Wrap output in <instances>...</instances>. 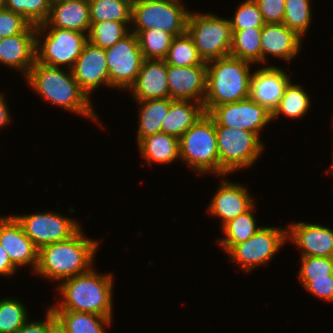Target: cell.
<instances>
[{
	"instance_id": "obj_23",
	"label": "cell",
	"mask_w": 333,
	"mask_h": 333,
	"mask_svg": "<svg viewBox=\"0 0 333 333\" xmlns=\"http://www.w3.org/2000/svg\"><path fill=\"white\" fill-rule=\"evenodd\" d=\"M46 22L53 28L88 34L91 25L88 0H51Z\"/></svg>"
},
{
	"instance_id": "obj_18",
	"label": "cell",
	"mask_w": 333,
	"mask_h": 333,
	"mask_svg": "<svg viewBox=\"0 0 333 333\" xmlns=\"http://www.w3.org/2000/svg\"><path fill=\"white\" fill-rule=\"evenodd\" d=\"M291 81L287 73L277 66H266L252 72L249 97L273 113Z\"/></svg>"
},
{
	"instance_id": "obj_24",
	"label": "cell",
	"mask_w": 333,
	"mask_h": 333,
	"mask_svg": "<svg viewBox=\"0 0 333 333\" xmlns=\"http://www.w3.org/2000/svg\"><path fill=\"white\" fill-rule=\"evenodd\" d=\"M204 114L202 103L191 100H172L168 113L162 121V132L180 138Z\"/></svg>"
},
{
	"instance_id": "obj_41",
	"label": "cell",
	"mask_w": 333,
	"mask_h": 333,
	"mask_svg": "<svg viewBox=\"0 0 333 333\" xmlns=\"http://www.w3.org/2000/svg\"><path fill=\"white\" fill-rule=\"evenodd\" d=\"M265 23H283L285 0H254Z\"/></svg>"
},
{
	"instance_id": "obj_2",
	"label": "cell",
	"mask_w": 333,
	"mask_h": 333,
	"mask_svg": "<svg viewBox=\"0 0 333 333\" xmlns=\"http://www.w3.org/2000/svg\"><path fill=\"white\" fill-rule=\"evenodd\" d=\"M52 67L35 61L26 78V82L45 101L65 108L71 112L91 118L100 127V121L95 115L89 96L81 89L74 79L71 69ZM67 72V73H66Z\"/></svg>"
},
{
	"instance_id": "obj_47",
	"label": "cell",
	"mask_w": 333,
	"mask_h": 333,
	"mask_svg": "<svg viewBox=\"0 0 333 333\" xmlns=\"http://www.w3.org/2000/svg\"><path fill=\"white\" fill-rule=\"evenodd\" d=\"M52 333H63V331L59 327H56Z\"/></svg>"
},
{
	"instance_id": "obj_10",
	"label": "cell",
	"mask_w": 333,
	"mask_h": 333,
	"mask_svg": "<svg viewBox=\"0 0 333 333\" xmlns=\"http://www.w3.org/2000/svg\"><path fill=\"white\" fill-rule=\"evenodd\" d=\"M287 241V230L278 227H262L247 241L234 245L227 253L232 261L249 273L253 268L268 261Z\"/></svg>"
},
{
	"instance_id": "obj_14",
	"label": "cell",
	"mask_w": 333,
	"mask_h": 333,
	"mask_svg": "<svg viewBox=\"0 0 333 333\" xmlns=\"http://www.w3.org/2000/svg\"><path fill=\"white\" fill-rule=\"evenodd\" d=\"M74 79L90 97L92 91L102 84L110 87L109 71L106 62V50L87 42L71 69Z\"/></svg>"
},
{
	"instance_id": "obj_31",
	"label": "cell",
	"mask_w": 333,
	"mask_h": 333,
	"mask_svg": "<svg viewBox=\"0 0 333 333\" xmlns=\"http://www.w3.org/2000/svg\"><path fill=\"white\" fill-rule=\"evenodd\" d=\"M310 105V96H308L307 92L301 85L293 84L290 81L285 87L279 105L272 113V121H274L273 119L279 118L280 114L286 115L288 118L299 119L306 115Z\"/></svg>"
},
{
	"instance_id": "obj_12",
	"label": "cell",
	"mask_w": 333,
	"mask_h": 333,
	"mask_svg": "<svg viewBox=\"0 0 333 333\" xmlns=\"http://www.w3.org/2000/svg\"><path fill=\"white\" fill-rule=\"evenodd\" d=\"M105 50L110 87L129 89L135 82L144 61L137 35L130 32Z\"/></svg>"
},
{
	"instance_id": "obj_33",
	"label": "cell",
	"mask_w": 333,
	"mask_h": 333,
	"mask_svg": "<svg viewBox=\"0 0 333 333\" xmlns=\"http://www.w3.org/2000/svg\"><path fill=\"white\" fill-rule=\"evenodd\" d=\"M127 24L130 26L131 23L114 21L91 23L87 34L88 42L102 49L112 47L131 32Z\"/></svg>"
},
{
	"instance_id": "obj_11",
	"label": "cell",
	"mask_w": 333,
	"mask_h": 333,
	"mask_svg": "<svg viewBox=\"0 0 333 333\" xmlns=\"http://www.w3.org/2000/svg\"><path fill=\"white\" fill-rule=\"evenodd\" d=\"M13 217L38 249L47 244L67 240L81 229L75 219L52 211L21 216L16 214Z\"/></svg>"
},
{
	"instance_id": "obj_42",
	"label": "cell",
	"mask_w": 333,
	"mask_h": 333,
	"mask_svg": "<svg viewBox=\"0 0 333 333\" xmlns=\"http://www.w3.org/2000/svg\"><path fill=\"white\" fill-rule=\"evenodd\" d=\"M44 321H26L16 333H52L57 327V319L54 311L49 308L46 311Z\"/></svg>"
},
{
	"instance_id": "obj_32",
	"label": "cell",
	"mask_w": 333,
	"mask_h": 333,
	"mask_svg": "<svg viewBox=\"0 0 333 333\" xmlns=\"http://www.w3.org/2000/svg\"><path fill=\"white\" fill-rule=\"evenodd\" d=\"M164 60L167 65L174 66L188 67L206 65V62L200 57L197 48L187 31L173 38Z\"/></svg>"
},
{
	"instance_id": "obj_25",
	"label": "cell",
	"mask_w": 333,
	"mask_h": 333,
	"mask_svg": "<svg viewBox=\"0 0 333 333\" xmlns=\"http://www.w3.org/2000/svg\"><path fill=\"white\" fill-rule=\"evenodd\" d=\"M137 144L149 164H171L180 158L179 138L164 132L142 138Z\"/></svg>"
},
{
	"instance_id": "obj_1",
	"label": "cell",
	"mask_w": 333,
	"mask_h": 333,
	"mask_svg": "<svg viewBox=\"0 0 333 333\" xmlns=\"http://www.w3.org/2000/svg\"><path fill=\"white\" fill-rule=\"evenodd\" d=\"M82 231L81 228L67 240L39 248L34 272L51 281L62 282L89 271L93 267L99 241L86 238Z\"/></svg>"
},
{
	"instance_id": "obj_36",
	"label": "cell",
	"mask_w": 333,
	"mask_h": 333,
	"mask_svg": "<svg viewBox=\"0 0 333 333\" xmlns=\"http://www.w3.org/2000/svg\"><path fill=\"white\" fill-rule=\"evenodd\" d=\"M309 0H285L283 24L295 31L301 38L311 24Z\"/></svg>"
},
{
	"instance_id": "obj_22",
	"label": "cell",
	"mask_w": 333,
	"mask_h": 333,
	"mask_svg": "<svg viewBox=\"0 0 333 333\" xmlns=\"http://www.w3.org/2000/svg\"><path fill=\"white\" fill-rule=\"evenodd\" d=\"M302 41L295 31L283 23H265L261 33V64L266 63L267 55L290 63V60L298 55Z\"/></svg>"
},
{
	"instance_id": "obj_40",
	"label": "cell",
	"mask_w": 333,
	"mask_h": 333,
	"mask_svg": "<svg viewBox=\"0 0 333 333\" xmlns=\"http://www.w3.org/2000/svg\"><path fill=\"white\" fill-rule=\"evenodd\" d=\"M31 24L21 15L3 9L0 11V37L6 38L23 33Z\"/></svg>"
},
{
	"instance_id": "obj_29",
	"label": "cell",
	"mask_w": 333,
	"mask_h": 333,
	"mask_svg": "<svg viewBox=\"0 0 333 333\" xmlns=\"http://www.w3.org/2000/svg\"><path fill=\"white\" fill-rule=\"evenodd\" d=\"M133 0H88L90 21L131 23Z\"/></svg>"
},
{
	"instance_id": "obj_45",
	"label": "cell",
	"mask_w": 333,
	"mask_h": 333,
	"mask_svg": "<svg viewBox=\"0 0 333 333\" xmlns=\"http://www.w3.org/2000/svg\"><path fill=\"white\" fill-rule=\"evenodd\" d=\"M7 103L5 101V97L0 94V127H5L7 124H10L11 117L10 112L8 111Z\"/></svg>"
},
{
	"instance_id": "obj_5",
	"label": "cell",
	"mask_w": 333,
	"mask_h": 333,
	"mask_svg": "<svg viewBox=\"0 0 333 333\" xmlns=\"http://www.w3.org/2000/svg\"><path fill=\"white\" fill-rule=\"evenodd\" d=\"M180 159L197 174L220 176V158L214 120L204 114L179 138Z\"/></svg>"
},
{
	"instance_id": "obj_6",
	"label": "cell",
	"mask_w": 333,
	"mask_h": 333,
	"mask_svg": "<svg viewBox=\"0 0 333 333\" xmlns=\"http://www.w3.org/2000/svg\"><path fill=\"white\" fill-rule=\"evenodd\" d=\"M42 35L45 37L41 42L39 36ZM87 42L85 33L53 28L44 22L36 29V62L52 67L65 65L72 69Z\"/></svg>"
},
{
	"instance_id": "obj_3",
	"label": "cell",
	"mask_w": 333,
	"mask_h": 333,
	"mask_svg": "<svg viewBox=\"0 0 333 333\" xmlns=\"http://www.w3.org/2000/svg\"><path fill=\"white\" fill-rule=\"evenodd\" d=\"M63 298L53 311H77L113 319V276L94 269L63 280L57 288Z\"/></svg>"
},
{
	"instance_id": "obj_39",
	"label": "cell",
	"mask_w": 333,
	"mask_h": 333,
	"mask_svg": "<svg viewBox=\"0 0 333 333\" xmlns=\"http://www.w3.org/2000/svg\"><path fill=\"white\" fill-rule=\"evenodd\" d=\"M301 268L298 280L305 287L314 279L328 278L333 274V258L326 257H300Z\"/></svg>"
},
{
	"instance_id": "obj_28",
	"label": "cell",
	"mask_w": 333,
	"mask_h": 333,
	"mask_svg": "<svg viewBox=\"0 0 333 333\" xmlns=\"http://www.w3.org/2000/svg\"><path fill=\"white\" fill-rule=\"evenodd\" d=\"M253 209L254 207L252 206L247 212L229 220L221 227L223 230L222 232L226 236L218 239V243L226 251V253L234 245L247 241L262 228V226L257 227Z\"/></svg>"
},
{
	"instance_id": "obj_38",
	"label": "cell",
	"mask_w": 333,
	"mask_h": 333,
	"mask_svg": "<svg viewBox=\"0 0 333 333\" xmlns=\"http://www.w3.org/2000/svg\"><path fill=\"white\" fill-rule=\"evenodd\" d=\"M229 22L232 31L262 28L265 24L260 9L254 0L242 2L236 9L235 16L230 18Z\"/></svg>"
},
{
	"instance_id": "obj_43",
	"label": "cell",
	"mask_w": 333,
	"mask_h": 333,
	"mask_svg": "<svg viewBox=\"0 0 333 333\" xmlns=\"http://www.w3.org/2000/svg\"><path fill=\"white\" fill-rule=\"evenodd\" d=\"M304 288L321 300L333 302V274L328 275V278L314 279Z\"/></svg>"
},
{
	"instance_id": "obj_4",
	"label": "cell",
	"mask_w": 333,
	"mask_h": 333,
	"mask_svg": "<svg viewBox=\"0 0 333 333\" xmlns=\"http://www.w3.org/2000/svg\"><path fill=\"white\" fill-rule=\"evenodd\" d=\"M251 64L230 55L206 63V94L203 103L206 114L215 106L249 98Z\"/></svg>"
},
{
	"instance_id": "obj_46",
	"label": "cell",
	"mask_w": 333,
	"mask_h": 333,
	"mask_svg": "<svg viewBox=\"0 0 333 333\" xmlns=\"http://www.w3.org/2000/svg\"><path fill=\"white\" fill-rule=\"evenodd\" d=\"M5 8V0H0V11Z\"/></svg>"
},
{
	"instance_id": "obj_20",
	"label": "cell",
	"mask_w": 333,
	"mask_h": 333,
	"mask_svg": "<svg viewBox=\"0 0 333 333\" xmlns=\"http://www.w3.org/2000/svg\"><path fill=\"white\" fill-rule=\"evenodd\" d=\"M36 29L30 25L23 33L2 38L0 63L22 70L25 77L36 61Z\"/></svg>"
},
{
	"instance_id": "obj_15",
	"label": "cell",
	"mask_w": 333,
	"mask_h": 333,
	"mask_svg": "<svg viewBox=\"0 0 333 333\" xmlns=\"http://www.w3.org/2000/svg\"><path fill=\"white\" fill-rule=\"evenodd\" d=\"M207 65H167L169 98L204 103L206 94Z\"/></svg>"
},
{
	"instance_id": "obj_19",
	"label": "cell",
	"mask_w": 333,
	"mask_h": 333,
	"mask_svg": "<svg viewBox=\"0 0 333 333\" xmlns=\"http://www.w3.org/2000/svg\"><path fill=\"white\" fill-rule=\"evenodd\" d=\"M238 184L222 181L208 206L211 216L221 218V227L247 212L255 204L246 187Z\"/></svg>"
},
{
	"instance_id": "obj_27",
	"label": "cell",
	"mask_w": 333,
	"mask_h": 333,
	"mask_svg": "<svg viewBox=\"0 0 333 333\" xmlns=\"http://www.w3.org/2000/svg\"><path fill=\"white\" fill-rule=\"evenodd\" d=\"M141 105L138 117L137 143L149 135L162 132V121L166 117L171 98L136 100Z\"/></svg>"
},
{
	"instance_id": "obj_8",
	"label": "cell",
	"mask_w": 333,
	"mask_h": 333,
	"mask_svg": "<svg viewBox=\"0 0 333 333\" xmlns=\"http://www.w3.org/2000/svg\"><path fill=\"white\" fill-rule=\"evenodd\" d=\"M186 31L204 62L230 55L232 30L229 19L211 13L189 12Z\"/></svg>"
},
{
	"instance_id": "obj_13",
	"label": "cell",
	"mask_w": 333,
	"mask_h": 333,
	"mask_svg": "<svg viewBox=\"0 0 333 333\" xmlns=\"http://www.w3.org/2000/svg\"><path fill=\"white\" fill-rule=\"evenodd\" d=\"M208 115L215 125L248 130L258 137L261 136L260 131L272 121V113L250 97L215 106Z\"/></svg>"
},
{
	"instance_id": "obj_7",
	"label": "cell",
	"mask_w": 333,
	"mask_h": 333,
	"mask_svg": "<svg viewBox=\"0 0 333 333\" xmlns=\"http://www.w3.org/2000/svg\"><path fill=\"white\" fill-rule=\"evenodd\" d=\"M181 3V0H133L131 31L155 28L173 37L185 33L190 11Z\"/></svg>"
},
{
	"instance_id": "obj_34",
	"label": "cell",
	"mask_w": 333,
	"mask_h": 333,
	"mask_svg": "<svg viewBox=\"0 0 333 333\" xmlns=\"http://www.w3.org/2000/svg\"><path fill=\"white\" fill-rule=\"evenodd\" d=\"M131 32L137 35L144 59H165L174 38L171 34L155 28Z\"/></svg>"
},
{
	"instance_id": "obj_44",
	"label": "cell",
	"mask_w": 333,
	"mask_h": 333,
	"mask_svg": "<svg viewBox=\"0 0 333 333\" xmlns=\"http://www.w3.org/2000/svg\"><path fill=\"white\" fill-rule=\"evenodd\" d=\"M18 270V268L11 262L7 252L0 244V275L10 277Z\"/></svg>"
},
{
	"instance_id": "obj_9",
	"label": "cell",
	"mask_w": 333,
	"mask_h": 333,
	"mask_svg": "<svg viewBox=\"0 0 333 333\" xmlns=\"http://www.w3.org/2000/svg\"><path fill=\"white\" fill-rule=\"evenodd\" d=\"M215 129L221 176L256 163L264 148L260 137L239 128L215 125Z\"/></svg>"
},
{
	"instance_id": "obj_16",
	"label": "cell",
	"mask_w": 333,
	"mask_h": 333,
	"mask_svg": "<svg viewBox=\"0 0 333 333\" xmlns=\"http://www.w3.org/2000/svg\"><path fill=\"white\" fill-rule=\"evenodd\" d=\"M0 244L7 252L11 262L20 266H33L35 271L38 263V248L26 236L22 226L11 216H0Z\"/></svg>"
},
{
	"instance_id": "obj_37",
	"label": "cell",
	"mask_w": 333,
	"mask_h": 333,
	"mask_svg": "<svg viewBox=\"0 0 333 333\" xmlns=\"http://www.w3.org/2000/svg\"><path fill=\"white\" fill-rule=\"evenodd\" d=\"M24 304L16 299L0 301V333H16L29 320Z\"/></svg>"
},
{
	"instance_id": "obj_35",
	"label": "cell",
	"mask_w": 333,
	"mask_h": 333,
	"mask_svg": "<svg viewBox=\"0 0 333 333\" xmlns=\"http://www.w3.org/2000/svg\"><path fill=\"white\" fill-rule=\"evenodd\" d=\"M50 7L51 0H5V9L23 16L35 26L47 21Z\"/></svg>"
},
{
	"instance_id": "obj_30",
	"label": "cell",
	"mask_w": 333,
	"mask_h": 333,
	"mask_svg": "<svg viewBox=\"0 0 333 333\" xmlns=\"http://www.w3.org/2000/svg\"><path fill=\"white\" fill-rule=\"evenodd\" d=\"M262 28H249L232 31L230 56L248 61L252 64L261 63Z\"/></svg>"
},
{
	"instance_id": "obj_26",
	"label": "cell",
	"mask_w": 333,
	"mask_h": 333,
	"mask_svg": "<svg viewBox=\"0 0 333 333\" xmlns=\"http://www.w3.org/2000/svg\"><path fill=\"white\" fill-rule=\"evenodd\" d=\"M57 327L63 333H106L105 326H110L112 319L97 314L77 311H54Z\"/></svg>"
},
{
	"instance_id": "obj_17",
	"label": "cell",
	"mask_w": 333,
	"mask_h": 333,
	"mask_svg": "<svg viewBox=\"0 0 333 333\" xmlns=\"http://www.w3.org/2000/svg\"><path fill=\"white\" fill-rule=\"evenodd\" d=\"M287 239L298 246L301 257L333 258V230L314 223H291L287 228Z\"/></svg>"
},
{
	"instance_id": "obj_21",
	"label": "cell",
	"mask_w": 333,
	"mask_h": 333,
	"mask_svg": "<svg viewBox=\"0 0 333 333\" xmlns=\"http://www.w3.org/2000/svg\"><path fill=\"white\" fill-rule=\"evenodd\" d=\"M129 91L135 100L169 98L166 61L144 59L141 70Z\"/></svg>"
}]
</instances>
